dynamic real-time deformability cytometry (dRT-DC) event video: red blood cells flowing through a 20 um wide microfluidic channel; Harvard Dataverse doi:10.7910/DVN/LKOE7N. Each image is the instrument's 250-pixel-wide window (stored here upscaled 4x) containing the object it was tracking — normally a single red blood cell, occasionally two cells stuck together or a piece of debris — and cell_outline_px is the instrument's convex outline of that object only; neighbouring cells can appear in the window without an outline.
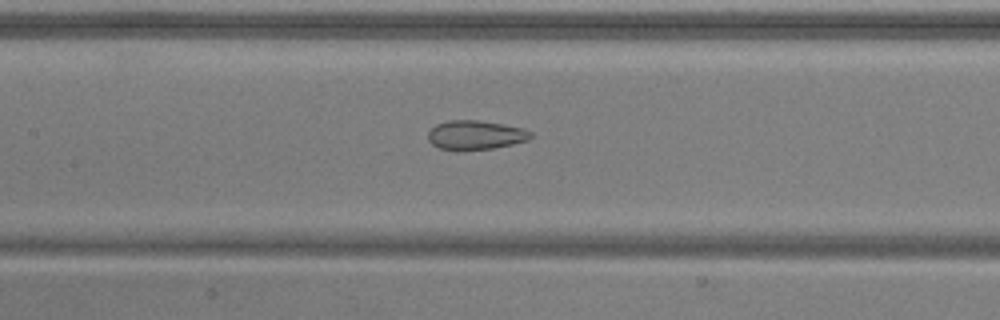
{"species": "common noctule bat (a hibernating species)", "species_latin": "Nyctalus noctula", "temperature_condition": "warm", "stored_images_in_passage": 51, "camera_frame_rate_fps": 3000, "um_per_image_px": 0.085, "animal": {"sex": "male", "body_mass_g": 20.5, "forearm_length_mm": 52.5}, "frame": {"image": 1, "passage_image": 25, "time_ms": 8.0, "image_size_px": [1000, 320], "cell_outline_px": [[532, 136], [528, 140], [512, 144], [492, 148], [440, 148], [432, 144], [428, 140], [428, 132], [436, 124], [448, 120], [476, 120], [524, 128], [532, 132]], "centroid_in_image_um": [40.43, 11.44], "position_along_channel_um": 167.0, "area_um2": 16.88}}
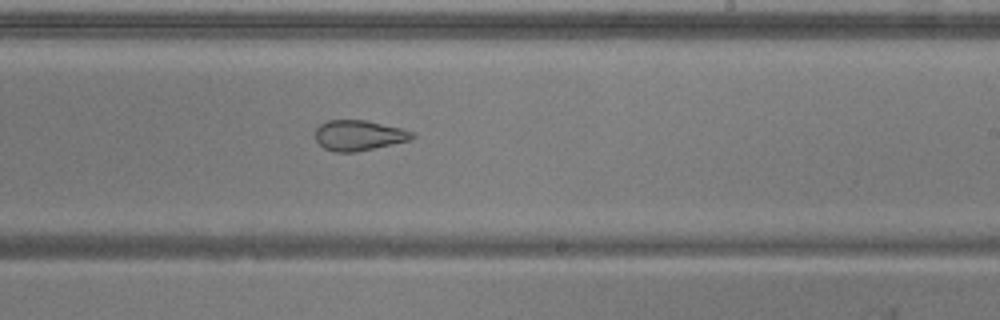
{"frame": {"image": 2, "passage_image": 32, "time_ms": 10.333, "image_size_px": [1000, 320], "cell_outline_px": [[416, 136], [408, 140], [392, 144], [356, 152], [336, 152], [324, 148], [316, 140], [316, 128], [320, 124], [328, 120], [368, 120], [400, 128], [412, 132]], "centroid_in_image_um": [30.48, 11.5], "position_along_channel_um": 258.5, "area_um2": 16.99}}
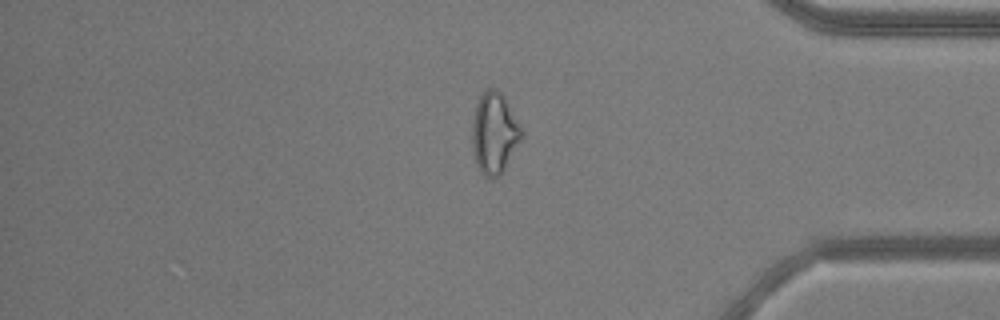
{"frame": {"image": 3, "passage_image": 44, "time_ms": 14.333, "image_size_px": [1000, 320], "cell_outline_px": [[524, 132], [520, 140], [500, 176], [492, 180], [484, 176], [480, 172], [476, 164], [472, 148], [472, 120], [476, 104], [480, 96], [488, 88], [496, 88], [504, 96], [520, 124]], "centroid_in_image_um": [42.0, 11.33], "position_along_channel_um": 393.2, "area_um2": 23.47}}